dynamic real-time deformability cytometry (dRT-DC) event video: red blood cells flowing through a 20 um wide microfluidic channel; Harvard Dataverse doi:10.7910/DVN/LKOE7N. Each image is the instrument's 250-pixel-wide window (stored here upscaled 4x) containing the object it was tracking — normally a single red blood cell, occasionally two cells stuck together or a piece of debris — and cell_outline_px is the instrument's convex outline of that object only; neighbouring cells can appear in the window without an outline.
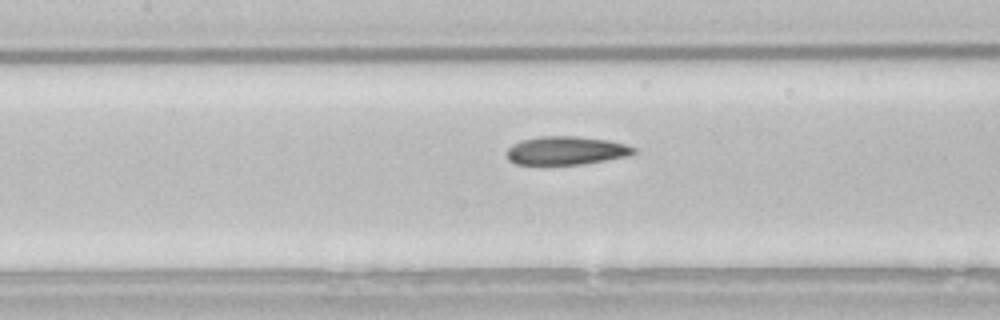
{"species": "common noctule bat (a hibernating species)", "species_latin": "Nyctalus noctula", "temperature_condition": "room temperature", "stored_images_in_passage": 9, "segment_of_instrument_passage": [1, 2], "camera_frame_rate_fps": 3000, "um_per_image_px": 0.085, "animal": {"sex": "male", "body_mass_g": 21.5, "forearm_length_mm": 52.0}, "frame": {"image": 1, "passage_image": 8, "time_ms": 2.333, "image_size_px": [1000, 320], "cell_outline_px": [[636, 152], [628, 156], [584, 164], [516, 164], [508, 160], [508, 148], [512, 144], [520, 140], [540, 136], [576, 136], [608, 140], [624, 144], [636, 148]], "centroid_in_image_um": [48.12, 12.79], "position_along_channel_um": 159.3, "area_um2": 20.98}}